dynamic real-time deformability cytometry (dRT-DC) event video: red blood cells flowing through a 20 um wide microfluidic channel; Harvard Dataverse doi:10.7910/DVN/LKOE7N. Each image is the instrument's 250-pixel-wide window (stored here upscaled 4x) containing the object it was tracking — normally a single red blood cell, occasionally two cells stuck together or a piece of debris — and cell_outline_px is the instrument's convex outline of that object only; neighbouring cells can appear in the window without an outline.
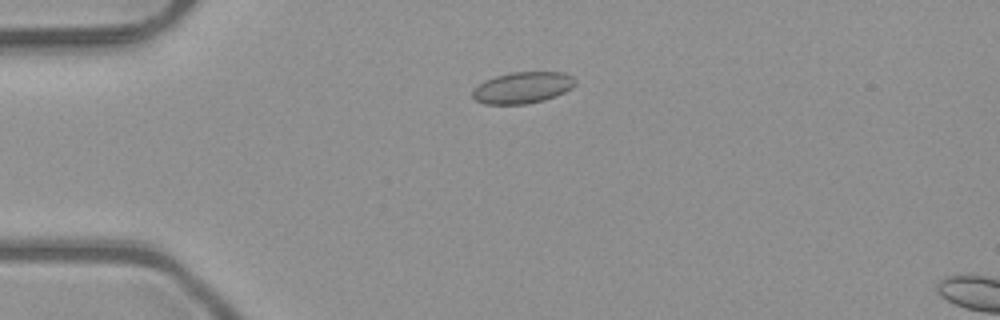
{"species": "common noctule bat (a hibernating species)", "species_latin": "Nyctalus noctula", "temperature_condition": "room temperature", "stored_images_in_passage": 3, "camera_frame_rate_fps": 3000, "um_per_image_px": 0.085, "animal": {"sex": "male", "body_mass_g": 23.1, "forearm_length_mm": 52.7}, "frame": {"image": 1, "passage_image": 2, "time_ms": 0.333, "image_size_px": [1000, 320], "cell_outline_px": [[576, 84], [572, 88], [556, 96], [544, 100], [524, 104], [484, 104], [476, 100], [472, 96], [472, 88], [484, 80], [496, 76], [512, 72], [564, 72], [572, 76], [576, 80]], "centroid_in_image_um": [44.41, 7.44], "position_along_channel_um": 40.6, "area_um2": 18.96}}